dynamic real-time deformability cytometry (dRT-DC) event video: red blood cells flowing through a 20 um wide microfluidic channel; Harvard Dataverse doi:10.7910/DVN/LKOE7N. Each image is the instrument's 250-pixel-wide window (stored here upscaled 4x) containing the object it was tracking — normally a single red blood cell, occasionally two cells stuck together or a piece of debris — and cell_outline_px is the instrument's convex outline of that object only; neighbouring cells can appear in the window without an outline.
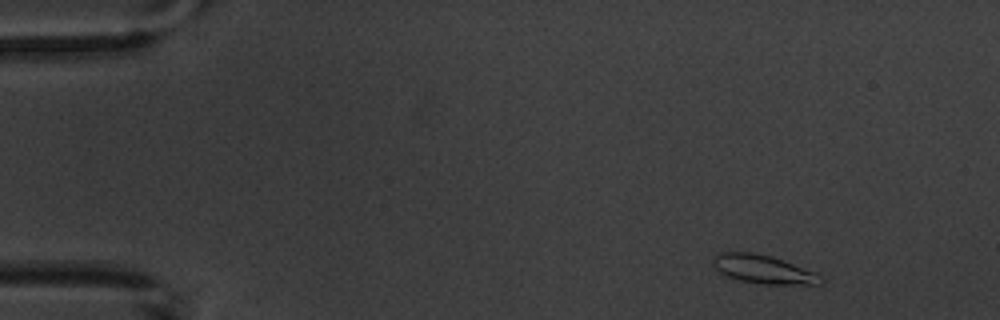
{"species": "common noctule bat (a hibernating species)", "species_latin": "Nyctalus noctula", "temperature_condition": "warm", "stored_images_in_passage": 4, "camera_frame_rate_fps": 3000, "um_per_image_px": 0.085, "animal": {"sex": "male", "body_mass_g": 20.1, "forearm_length_mm": 53.5}, "frame": {"image": 1, "passage_image": 1, "time_ms": 0.0, "image_size_px": [1000, 320], "cell_outline_px": [[824, 280], [820, 284], [760, 284], [740, 280], [724, 276], [712, 264], [712, 256], [720, 252], [752, 252], [772, 256], [816, 272], [824, 276]], "centroid_in_image_um": [64.87, 22.89], "position_along_channel_um": 20.1, "area_um2": 18.15}}
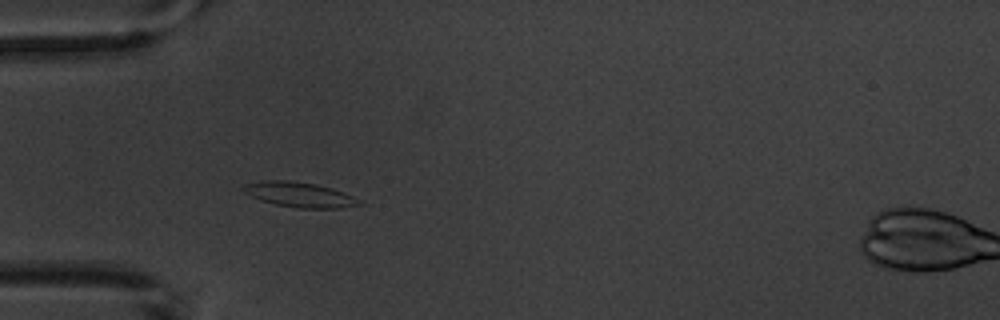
{"frame": {"image": 2, "passage_image": 4, "time_ms": 3.667, "image_size_px": [1000, 320], "cell_outline_px": [[364, 204], [340, 208], [296, 208], [276, 204], [260, 200], [244, 192], [240, 188], [244, 184], [264, 180], [288, 180], [316, 184], [332, 188], [344, 192], [352, 196]], "centroid_in_image_um": [25.44, 16.54], "position_along_channel_um": 59.6, "area_um2": 16.88}}